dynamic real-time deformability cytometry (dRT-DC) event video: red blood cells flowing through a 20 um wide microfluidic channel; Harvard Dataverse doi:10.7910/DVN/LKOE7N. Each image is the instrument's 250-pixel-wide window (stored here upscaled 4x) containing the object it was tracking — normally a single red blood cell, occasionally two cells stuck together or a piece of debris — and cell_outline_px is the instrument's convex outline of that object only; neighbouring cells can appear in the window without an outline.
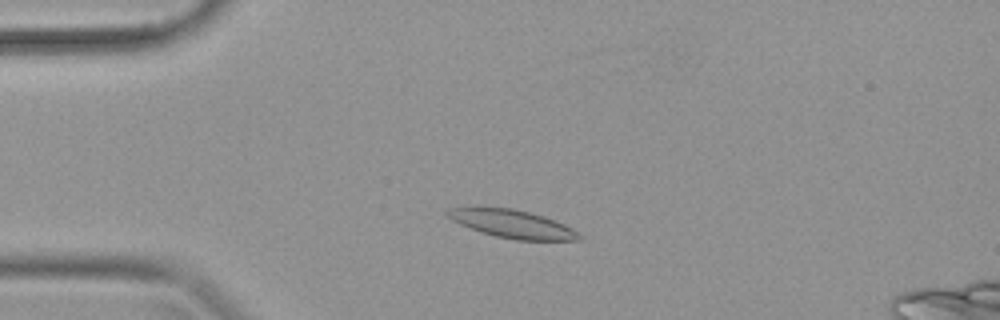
{"species": "common noctule bat (a hibernating species)", "species_latin": "Nyctalus noctula", "temperature_condition": "warm", "stored_images_in_passage": 39, "camera_frame_rate_fps": 3000, "um_per_image_px": 0.085, "animal": {"sex": "female", "body_mass_g": 19.9}, "frame": {"image": 1, "passage_image": 8, "time_ms": 2.333, "image_size_px": [1000, 320], "cell_outline_px": [[584, 240], [516, 240], [496, 236], [460, 224], [444, 216], [444, 212], [448, 208], [476, 204], [512, 208], [544, 216], [564, 224], [572, 228], [584, 236]], "centroid_in_image_um": [43.47, 18.98], "position_along_channel_um": 41.5, "area_um2": 22.25}}
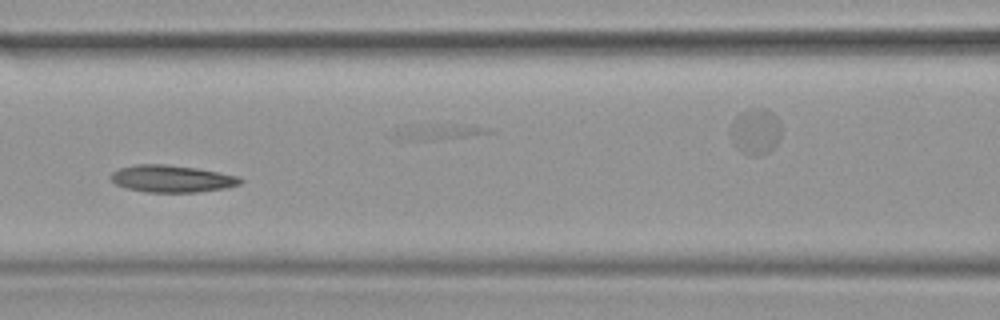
{"frame": {"image": 2, "passage_image": 16, "time_ms": 5.0, "image_size_px": [1000, 320], "cell_outline_px": [[244, 180], [240, 184], [224, 188], [200, 192], [144, 192], [128, 188], [116, 184], [112, 180], [112, 172], [120, 168], [136, 164], [168, 164], [196, 168], [236, 176]], "centroid_in_image_um": [14.6, 15.19], "position_along_channel_um": 152.0, "area_um2": 20.23}}
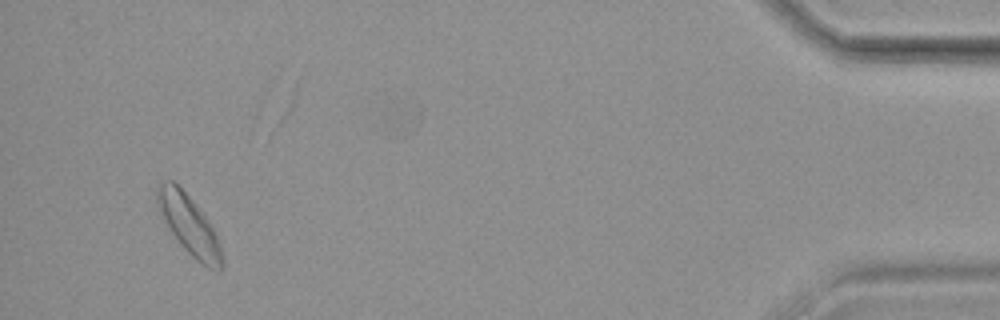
{"frame": {"image": 3, "passage_image": 36, "time_ms": 11.667, "image_size_px": [1000, 320], "cell_outline_px": [[224, 268], [220, 272], [216, 272], [200, 264], [184, 248], [172, 232], [156, 208], [156, 184], [160, 180], [176, 180], [180, 184], [204, 212], [216, 236], [224, 260]], "centroid_in_image_um": [16.05, 19.06], "position_along_channel_um": 419.1, "area_um2": 23.06}}